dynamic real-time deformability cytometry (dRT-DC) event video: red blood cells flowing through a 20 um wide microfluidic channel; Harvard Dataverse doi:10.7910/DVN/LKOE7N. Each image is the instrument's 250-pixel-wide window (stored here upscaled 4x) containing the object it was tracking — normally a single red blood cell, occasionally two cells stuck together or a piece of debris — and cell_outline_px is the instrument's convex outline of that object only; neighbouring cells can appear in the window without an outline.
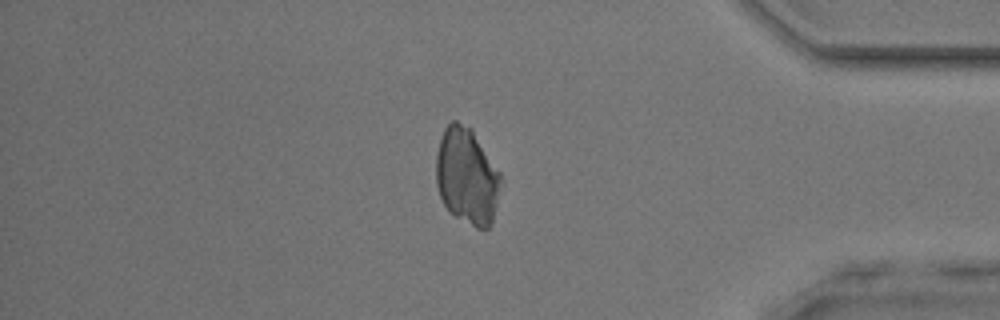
{"species": "common noctule bat (a hibernating species)", "species_latin": "Nyctalus noctula", "temperature_condition": "room temperature", "stored_images_in_passage": 44, "camera_frame_rate_fps": 3000, "um_per_image_px": 0.085, "animal": {"sex": "male", "body_mass_g": 17.9, "forearm_length_mm": 54.2}, "frame": {"image": 1, "passage_image": 40, "time_ms": 13.0, "image_size_px": [1000, 320], "cell_outline_px": [[500, 180], [492, 224], [488, 228], [476, 228], [448, 212], [440, 196], [436, 184], [436, 152], [444, 128], [452, 120], [456, 120], [472, 128], [500, 172]], "centroid_in_image_um": [39.66, 14.96], "position_along_channel_um": 395.5, "area_um2": 36.36}}